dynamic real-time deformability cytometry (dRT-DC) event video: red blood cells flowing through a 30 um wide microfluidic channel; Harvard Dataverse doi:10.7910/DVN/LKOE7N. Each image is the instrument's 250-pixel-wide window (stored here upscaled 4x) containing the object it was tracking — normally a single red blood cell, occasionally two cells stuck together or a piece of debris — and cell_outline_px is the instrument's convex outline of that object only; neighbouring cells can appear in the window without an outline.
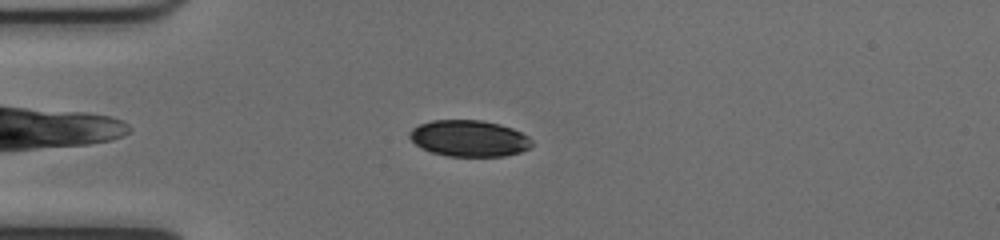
{"species": "common noctule bat (a hibernating species)", "species_latin": "Nyctalus noctula", "temperature_condition": "cold", "stored_images_in_passage": 39, "camera_frame_rate_fps": 3000, "um_per_image_px": 0.085, "animal": {"sex": "female", "body_mass_g": 17.0, "forearm_length_mm": 48.0}, "frame": {"image": 1, "passage_image": 1, "time_ms": 0.0, "image_size_px": [1000, 240], "cell_outline_px": [[532, 144], [528, 148], [520, 152], [504, 156], [448, 156], [432, 152], [416, 144], [408, 136], [408, 132], [412, 128], [420, 124], [432, 120], [480, 120], [500, 124], [512, 128], [528, 136], [532, 140]], "centroid_in_image_um": [39.87, 11.75], "position_along_channel_um": 45.1, "area_um2": 25.78}}
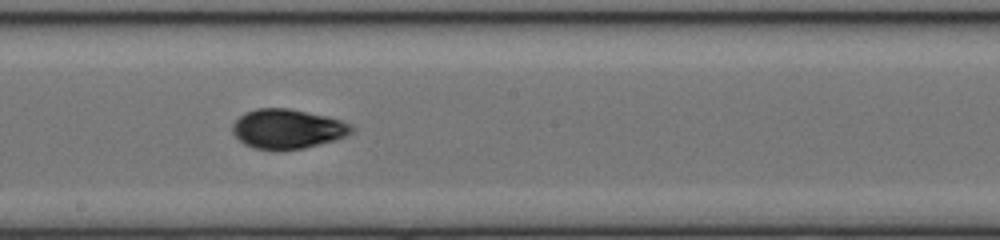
{"frame": {"image": 2, "passage_image": 16, "time_ms": 5.0, "image_size_px": [1000, 240], "cell_outline_px": [[356, 128], [352, 132], [336, 140], [304, 148], [256, 148], [244, 144], [232, 132], [232, 124], [244, 112], [256, 108], [288, 108], [324, 116], [340, 120], [352, 124]], "centroid_in_image_um": [24.44, 10.93], "position_along_channel_um": 223.8, "area_um2": 26.99}}
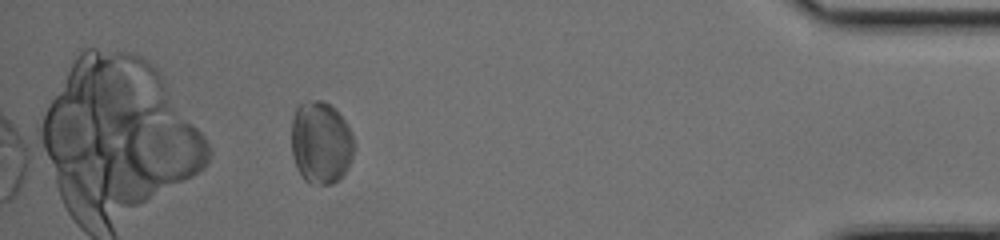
{"frame": {"image": 3, "passage_image": 34, "time_ms": 11.0, "image_size_px": [1000, 240], "cell_outline_px": [[352, 160], [344, 176], [340, 180], [332, 184], [308, 184], [304, 180], [296, 168], [292, 156], [292, 120], [296, 108], [300, 104], [308, 100], [324, 100], [344, 120], [352, 132]], "centroid_in_image_um": [27.25, 12.17], "position_along_channel_um": 407.9, "area_um2": 30.29}, "authors_computed_cell_mechanics": {"area_um2": 27.6284, "velocity_mm_per_s": 3.9782, "shape_relaxation_time_tau1_ms": 1.8414, "shape_relaxation_time_tau2_ms": 3.4537, "deformation_change_tau1": 0.0403, "deformation_change_tau2": 0.0631}}